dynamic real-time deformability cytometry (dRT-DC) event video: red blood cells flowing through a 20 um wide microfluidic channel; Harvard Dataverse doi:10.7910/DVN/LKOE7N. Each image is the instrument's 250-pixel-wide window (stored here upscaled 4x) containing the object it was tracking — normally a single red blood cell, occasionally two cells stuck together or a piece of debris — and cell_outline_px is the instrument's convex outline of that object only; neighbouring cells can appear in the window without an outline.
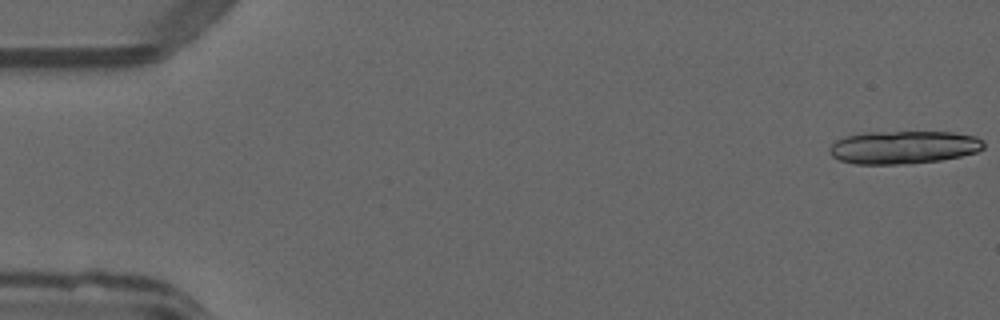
{"species": "common noctule bat (a hibernating species)", "species_latin": "Nyctalus noctula", "temperature_condition": "warm", "stored_images_in_passage": 16, "camera_frame_rate_fps": 3000, "um_per_image_px": 0.085, "animal": {"sex": "male", "forearm_length_mm": 52.5}, "frame": {"image": 1, "passage_image": 1, "time_ms": 0.0, "image_size_px": [1000, 320], "cell_outline_px": [[984, 148], [976, 152], [960, 156], [940, 160], [908, 164], [856, 164], [840, 160], [832, 156], [828, 152], [828, 148], [836, 140], [844, 136], [864, 132], [952, 132], [976, 136], [984, 140]], "centroid_in_image_um": [76.79, 12.51], "position_along_channel_um": 8.2, "area_um2": 29.88}}